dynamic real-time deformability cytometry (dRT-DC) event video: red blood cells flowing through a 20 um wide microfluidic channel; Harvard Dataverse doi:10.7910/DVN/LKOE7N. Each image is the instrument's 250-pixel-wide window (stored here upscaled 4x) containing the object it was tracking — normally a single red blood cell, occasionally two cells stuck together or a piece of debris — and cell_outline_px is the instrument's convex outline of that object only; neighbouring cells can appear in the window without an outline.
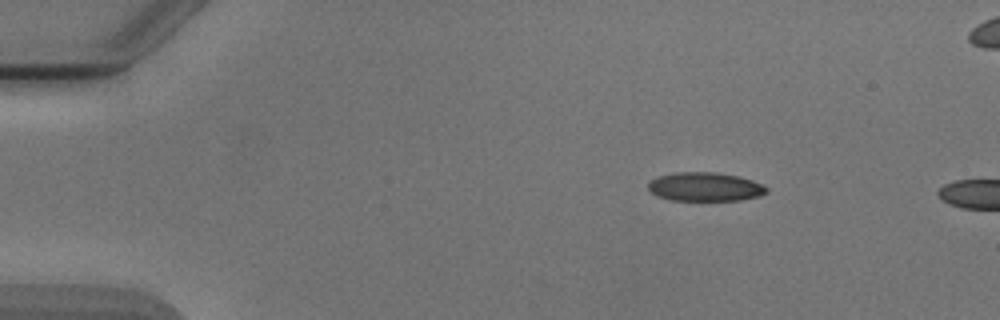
{"species": "Egyptian fruit bat (a non-hibernating species)", "species_latin": "Rousettus aegyptiacus", "temperature_condition": "cold", "stored_images_in_passage": 3, "camera_frame_rate_fps": 3000, "um_per_image_px": 0.085, "animal": {"sex": "male"}, "frame": {"image": 1, "passage_image": 2, "time_ms": 1.333, "image_size_px": [1000, 320], "cell_outline_px": [[768, 192], [760, 196], [740, 200], [668, 200], [656, 196], [648, 188], [648, 180], [660, 176], [676, 172], [716, 172], [740, 176], [752, 180], [768, 188]], "centroid_in_image_um": [59.92, 15.88], "position_along_channel_um": 25.1, "area_um2": 20.0}}